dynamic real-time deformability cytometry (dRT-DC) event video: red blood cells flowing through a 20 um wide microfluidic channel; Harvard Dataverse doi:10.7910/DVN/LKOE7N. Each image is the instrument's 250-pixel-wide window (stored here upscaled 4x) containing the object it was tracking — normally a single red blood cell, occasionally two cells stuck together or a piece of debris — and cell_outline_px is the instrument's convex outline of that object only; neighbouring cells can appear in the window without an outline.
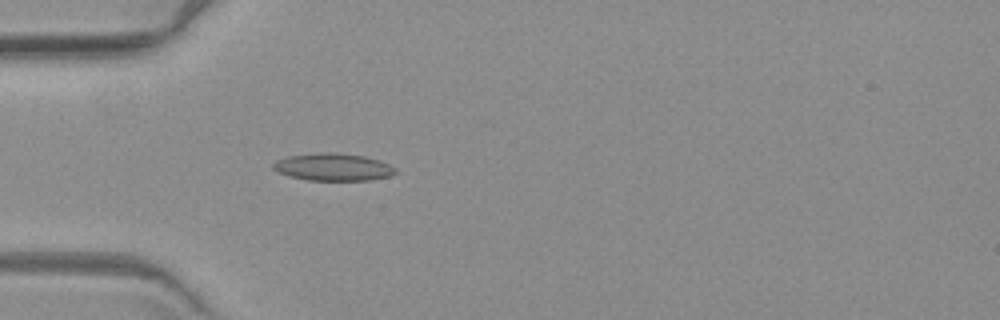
{"species": "common noctule bat (a hibernating species)", "species_latin": "Nyctalus noctula", "temperature_condition": "warm", "stored_images_in_passage": 3, "camera_frame_rate_fps": 3000, "um_per_image_px": 0.085, "animal": {"sex": "female", "body_mass_g": 19.3, "forearm_length_mm": 54.1}, "frame": {"image": 1, "passage_image": 3, "time_ms": 2.667, "image_size_px": [1000, 320], "cell_outline_px": [[396, 172], [392, 176], [368, 180], [308, 180], [288, 176], [276, 172], [272, 168], [272, 164], [276, 160], [288, 156], [324, 152], [336, 152], [364, 156], [380, 160], [396, 168]], "centroid_in_image_um": [28.3, 14.2], "position_along_channel_um": 56.7, "area_um2": 19.65}}